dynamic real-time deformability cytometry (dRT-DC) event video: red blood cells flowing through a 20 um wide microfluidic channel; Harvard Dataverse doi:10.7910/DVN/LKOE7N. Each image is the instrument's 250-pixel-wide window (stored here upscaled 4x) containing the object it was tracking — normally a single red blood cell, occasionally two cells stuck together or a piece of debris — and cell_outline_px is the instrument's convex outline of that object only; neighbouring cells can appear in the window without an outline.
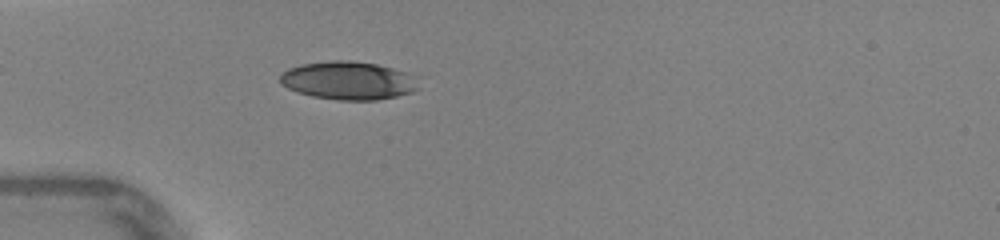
{"species": "human", "species_latin": "Homo sapiens", "temperature_condition": "warm", "stored_images_in_passage": 46, "camera_frame_rate_fps": 3000, "um_per_image_px": 0.085, "donor": {"sex": "female"}, "frame": {"image": 1, "passage_image": 14, "time_ms": 4.333, "image_size_px": [1000, 240], "cell_outline_px": [[420, 88], [412, 92], [396, 96], [376, 100], [340, 100], [312, 96], [296, 92], [280, 84], [280, 72], [288, 68], [300, 64], [332, 60], [348, 60], [376, 64], [408, 72]], "centroid_in_image_um": [29.55, 6.84], "position_along_channel_um": 55.4, "area_um2": 30.87}}
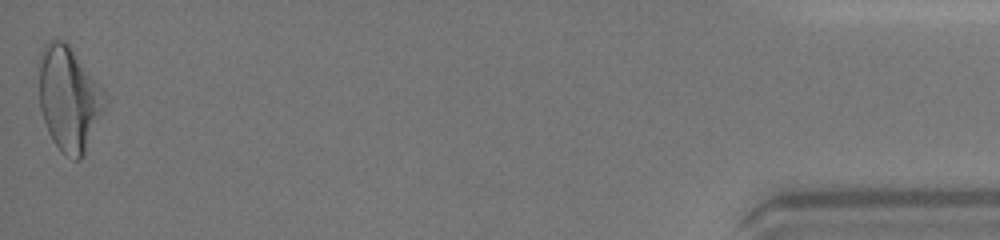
{"frame": {"image": 2, "passage_image": 46, "time_ms": 15.0, "image_size_px": [1000, 240], "cell_outline_px": [[108, 104], [80, 160], [76, 160], [64, 152], [52, 140], [48, 132], [40, 108], [40, 52], [44, 44], [48, 40], [64, 40], [68, 44], [104, 92], [108, 100]], "centroid_in_image_um": [5.87, 8.37], "position_along_channel_um": 429.3, "area_um2": 39.48}, "authors_computed_cell_mechanics": {"area_um2": 31.1831, "velocity_mm_per_s": 4.3807, "shape_relaxation_time_tau1_ms": 4.9112, "shape_relaxation_time_tau2_ms": 0.7989, "deformation_change_tau1": 0.1838, "deformation_change_tau2": 0.0593}}